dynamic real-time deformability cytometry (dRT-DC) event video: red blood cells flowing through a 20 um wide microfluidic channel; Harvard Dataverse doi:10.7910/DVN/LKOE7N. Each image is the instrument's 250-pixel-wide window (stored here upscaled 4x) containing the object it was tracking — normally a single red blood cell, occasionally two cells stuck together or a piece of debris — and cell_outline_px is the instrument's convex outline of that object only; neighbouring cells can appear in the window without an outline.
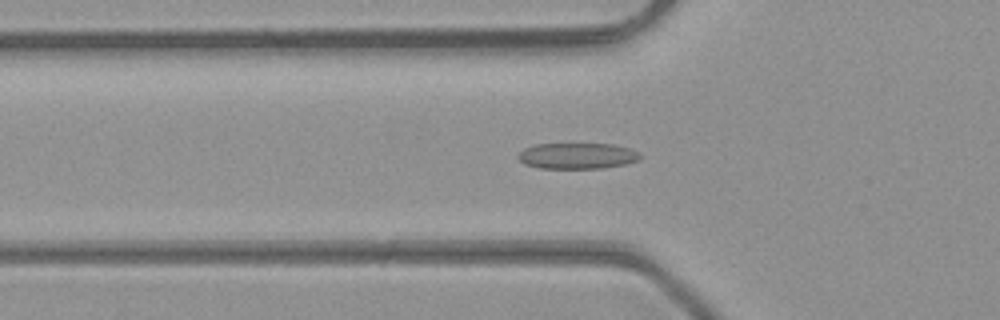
{"species": "common noctule bat (a hibernating species)", "species_latin": "Nyctalus noctula", "temperature_condition": "room temperature", "stored_images_in_passage": 44, "camera_frame_rate_fps": 3000, "um_per_image_px": 0.085, "animal": {"sex": "male", "body_mass_g": 23.1, "forearm_length_mm": 52.7}, "frame": {"image": 1, "passage_image": 13, "time_ms": 4.0, "image_size_px": [1000, 320], "cell_outline_px": [[640, 156], [636, 160], [624, 164], [604, 168], [540, 168], [524, 164], [516, 156], [524, 148], [532, 144], [612, 144], [628, 148], [640, 152]], "centroid_in_image_um": [49.02, 13.24], "position_along_channel_um": 76.8, "area_um2": 18.38}}
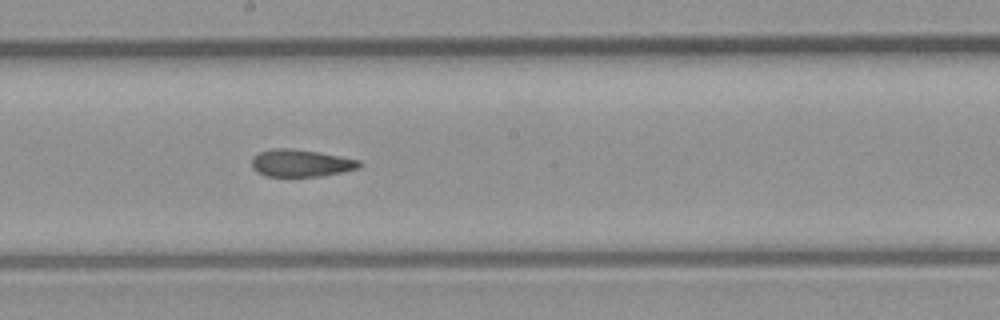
{"frame": {"image": 2, "passage_image": 23, "time_ms": 7.333, "image_size_px": [1000, 320], "cell_outline_px": [[360, 168], [320, 176], [268, 176], [256, 172], [252, 168], [252, 156], [260, 152], [272, 148], [292, 148], [340, 156], [360, 160]], "centroid_in_image_um": [25.54, 13.86], "position_along_channel_um": 222.7, "area_um2": 16.99}}
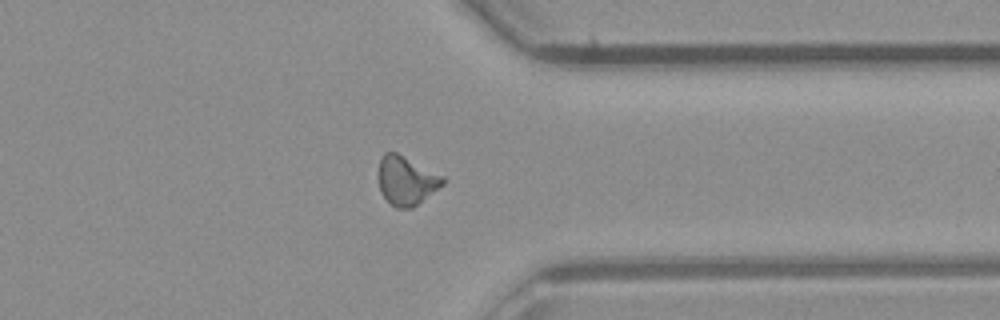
{"frame": {"image": 3, "passage_image": 34, "time_ms": 11.0, "image_size_px": [1000, 320], "cell_outline_px": [[444, 184], [412, 208], [396, 208], [380, 192], [376, 172], [380, 156], [384, 152], [396, 152], [444, 176]], "centroid_in_image_um": [34.48, 15.32], "position_along_channel_um": 376.9, "area_um2": 18.5}, "authors_computed_cell_mechanics": {"area_um2": 17.7446, "velocity_mm_per_s": 4.3326, "shape_relaxation_time_tau1_ms": null, "shape_relaxation_time_tau2_ms": 2.455, "deformation_change_tau1": null, "deformation_change_tau2": 0.1024}}